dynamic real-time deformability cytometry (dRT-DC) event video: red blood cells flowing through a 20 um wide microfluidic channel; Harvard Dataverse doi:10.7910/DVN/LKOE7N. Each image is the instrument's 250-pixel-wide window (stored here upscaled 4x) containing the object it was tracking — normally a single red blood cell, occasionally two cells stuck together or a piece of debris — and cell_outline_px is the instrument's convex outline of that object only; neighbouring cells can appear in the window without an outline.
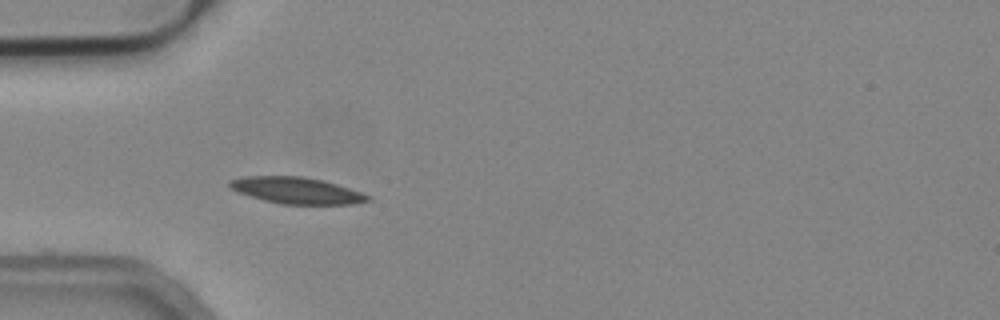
{"species": "common noctule bat (a hibernating species)", "species_latin": "Nyctalus noctula", "temperature_condition": "cold", "stored_images_in_passage": 8, "camera_frame_rate_fps": 3000, "um_per_image_px": 0.085, "animal": {"sex": "male", "body_mass_g": 19.2, "forearm_length_mm": 51.8}, "frame": {"image": 1, "passage_image": 1, "time_ms": 0.0, "image_size_px": [1000, 320], "cell_outline_px": [[372, 200], [352, 204], [280, 204], [264, 200], [240, 192], [232, 188], [228, 184], [228, 180], [244, 176], [300, 176], [320, 180], [336, 184], [372, 196]], "centroid_in_image_um": [25.22, 16.19], "position_along_channel_um": 59.8, "area_um2": 21.04}}
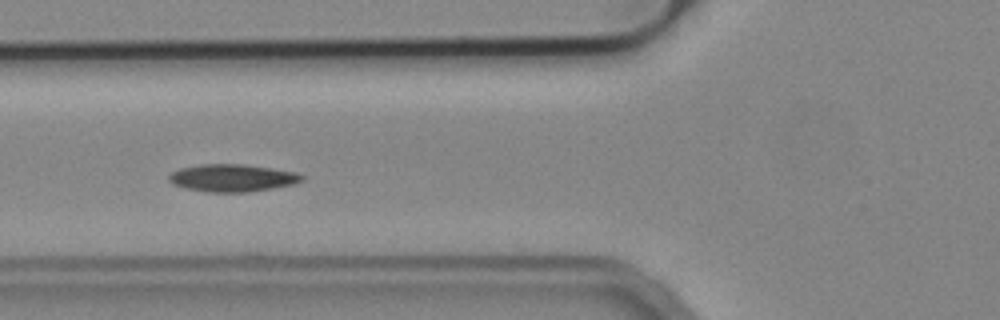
{"frame": {"image": 2, "passage_image": 5, "time_ms": 1.333, "image_size_px": [1000, 320], "cell_outline_px": [[304, 180], [292, 184], [272, 188], [248, 192], [208, 192], [184, 188], [172, 184], [168, 180], [168, 176], [172, 172], [180, 168], [200, 164], [244, 164], [272, 168], [296, 172], [304, 176]], "centroid_in_image_um": [19.72, 15.12], "position_along_channel_um": 106.1, "area_um2": 21.33}}